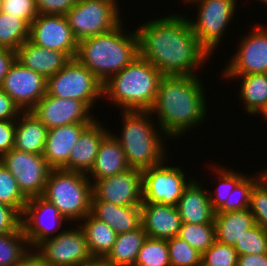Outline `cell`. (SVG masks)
Segmentation results:
<instances>
[{
  "label": "cell",
  "mask_w": 267,
  "mask_h": 266,
  "mask_svg": "<svg viewBox=\"0 0 267 266\" xmlns=\"http://www.w3.org/2000/svg\"><path fill=\"white\" fill-rule=\"evenodd\" d=\"M117 0H78L65 15L73 36L79 42L108 32L121 21Z\"/></svg>",
  "instance_id": "8"
},
{
  "label": "cell",
  "mask_w": 267,
  "mask_h": 266,
  "mask_svg": "<svg viewBox=\"0 0 267 266\" xmlns=\"http://www.w3.org/2000/svg\"><path fill=\"white\" fill-rule=\"evenodd\" d=\"M122 22L114 29L78 42L76 58L103 84L138 55L136 30L127 33Z\"/></svg>",
  "instance_id": "3"
},
{
  "label": "cell",
  "mask_w": 267,
  "mask_h": 266,
  "mask_svg": "<svg viewBox=\"0 0 267 266\" xmlns=\"http://www.w3.org/2000/svg\"><path fill=\"white\" fill-rule=\"evenodd\" d=\"M16 60L48 79L63 68L70 58L63 52L41 47L28 39L16 50Z\"/></svg>",
  "instance_id": "22"
},
{
  "label": "cell",
  "mask_w": 267,
  "mask_h": 266,
  "mask_svg": "<svg viewBox=\"0 0 267 266\" xmlns=\"http://www.w3.org/2000/svg\"><path fill=\"white\" fill-rule=\"evenodd\" d=\"M259 113L262 114L261 116H264V118L267 119V104L261 109Z\"/></svg>",
  "instance_id": "51"
},
{
  "label": "cell",
  "mask_w": 267,
  "mask_h": 266,
  "mask_svg": "<svg viewBox=\"0 0 267 266\" xmlns=\"http://www.w3.org/2000/svg\"><path fill=\"white\" fill-rule=\"evenodd\" d=\"M81 266H117L111 261L107 260L105 257H92Z\"/></svg>",
  "instance_id": "50"
},
{
  "label": "cell",
  "mask_w": 267,
  "mask_h": 266,
  "mask_svg": "<svg viewBox=\"0 0 267 266\" xmlns=\"http://www.w3.org/2000/svg\"><path fill=\"white\" fill-rule=\"evenodd\" d=\"M22 228L11 234L0 235V266H14L30 251Z\"/></svg>",
  "instance_id": "32"
},
{
  "label": "cell",
  "mask_w": 267,
  "mask_h": 266,
  "mask_svg": "<svg viewBox=\"0 0 267 266\" xmlns=\"http://www.w3.org/2000/svg\"><path fill=\"white\" fill-rule=\"evenodd\" d=\"M1 12L25 20L29 25L39 15L35 0H2Z\"/></svg>",
  "instance_id": "42"
},
{
  "label": "cell",
  "mask_w": 267,
  "mask_h": 266,
  "mask_svg": "<svg viewBox=\"0 0 267 266\" xmlns=\"http://www.w3.org/2000/svg\"><path fill=\"white\" fill-rule=\"evenodd\" d=\"M136 32L139 56L164 76H196L195 71L211 57L197 40L187 16L168 14L144 22Z\"/></svg>",
  "instance_id": "1"
},
{
  "label": "cell",
  "mask_w": 267,
  "mask_h": 266,
  "mask_svg": "<svg viewBox=\"0 0 267 266\" xmlns=\"http://www.w3.org/2000/svg\"><path fill=\"white\" fill-rule=\"evenodd\" d=\"M213 172H216L218 175V184L215 188V194H211L212 191H209V199L212 205V208L216 212L225 202L227 197H229L231 191L235 186L246 176L244 173H239L233 171L231 168L226 169L227 167H221L216 164L213 165ZM213 196V197H212Z\"/></svg>",
  "instance_id": "35"
},
{
  "label": "cell",
  "mask_w": 267,
  "mask_h": 266,
  "mask_svg": "<svg viewBox=\"0 0 267 266\" xmlns=\"http://www.w3.org/2000/svg\"><path fill=\"white\" fill-rule=\"evenodd\" d=\"M249 210L255 224L267 232V182L261 178L252 188Z\"/></svg>",
  "instance_id": "41"
},
{
  "label": "cell",
  "mask_w": 267,
  "mask_h": 266,
  "mask_svg": "<svg viewBox=\"0 0 267 266\" xmlns=\"http://www.w3.org/2000/svg\"><path fill=\"white\" fill-rule=\"evenodd\" d=\"M237 266H267V253L238 255Z\"/></svg>",
  "instance_id": "48"
},
{
  "label": "cell",
  "mask_w": 267,
  "mask_h": 266,
  "mask_svg": "<svg viewBox=\"0 0 267 266\" xmlns=\"http://www.w3.org/2000/svg\"><path fill=\"white\" fill-rule=\"evenodd\" d=\"M34 250L53 266H81L92 258L80 226L60 231L57 236L42 241Z\"/></svg>",
  "instance_id": "12"
},
{
  "label": "cell",
  "mask_w": 267,
  "mask_h": 266,
  "mask_svg": "<svg viewBox=\"0 0 267 266\" xmlns=\"http://www.w3.org/2000/svg\"><path fill=\"white\" fill-rule=\"evenodd\" d=\"M186 179L180 167H168L165 162L143 170V202L177 206L184 189L193 180Z\"/></svg>",
  "instance_id": "11"
},
{
  "label": "cell",
  "mask_w": 267,
  "mask_h": 266,
  "mask_svg": "<svg viewBox=\"0 0 267 266\" xmlns=\"http://www.w3.org/2000/svg\"><path fill=\"white\" fill-rule=\"evenodd\" d=\"M14 266H53L44 260L34 249H31L26 256Z\"/></svg>",
  "instance_id": "49"
},
{
  "label": "cell",
  "mask_w": 267,
  "mask_h": 266,
  "mask_svg": "<svg viewBox=\"0 0 267 266\" xmlns=\"http://www.w3.org/2000/svg\"><path fill=\"white\" fill-rule=\"evenodd\" d=\"M78 0H35L38 14L66 15Z\"/></svg>",
  "instance_id": "44"
},
{
  "label": "cell",
  "mask_w": 267,
  "mask_h": 266,
  "mask_svg": "<svg viewBox=\"0 0 267 266\" xmlns=\"http://www.w3.org/2000/svg\"><path fill=\"white\" fill-rule=\"evenodd\" d=\"M224 78L242 80L239 98L245 104V110L248 114H253V116L254 114H259L261 109L267 104V73L224 76Z\"/></svg>",
  "instance_id": "29"
},
{
  "label": "cell",
  "mask_w": 267,
  "mask_h": 266,
  "mask_svg": "<svg viewBox=\"0 0 267 266\" xmlns=\"http://www.w3.org/2000/svg\"><path fill=\"white\" fill-rule=\"evenodd\" d=\"M90 213L110 226L117 235L139 228L141 206H119L109 201H92Z\"/></svg>",
  "instance_id": "25"
},
{
  "label": "cell",
  "mask_w": 267,
  "mask_h": 266,
  "mask_svg": "<svg viewBox=\"0 0 267 266\" xmlns=\"http://www.w3.org/2000/svg\"><path fill=\"white\" fill-rule=\"evenodd\" d=\"M178 236L203 254L216 241L215 224L182 223Z\"/></svg>",
  "instance_id": "34"
},
{
  "label": "cell",
  "mask_w": 267,
  "mask_h": 266,
  "mask_svg": "<svg viewBox=\"0 0 267 266\" xmlns=\"http://www.w3.org/2000/svg\"><path fill=\"white\" fill-rule=\"evenodd\" d=\"M216 241L234 247L244 231L255 225V219L249 208L239 211L215 213Z\"/></svg>",
  "instance_id": "27"
},
{
  "label": "cell",
  "mask_w": 267,
  "mask_h": 266,
  "mask_svg": "<svg viewBox=\"0 0 267 266\" xmlns=\"http://www.w3.org/2000/svg\"><path fill=\"white\" fill-rule=\"evenodd\" d=\"M29 31L25 20L0 11V47L16 51L29 39Z\"/></svg>",
  "instance_id": "31"
},
{
  "label": "cell",
  "mask_w": 267,
  "mask_h": 266,
  "mask_svg": "<svg viewBox=\"0 0 267 266\" xmlns=\"http://www.w3.org/2000/svg\"><path fill=\"white\" fill-rule=\"evenodd\" d=\"M108 132L96 118L80 134L73 146L69 155L68 170L87 174L94 164L100 143Z\"/></svg>",
  "instance_id": "23"
},
{
  "label": "cell",
  "mask_w": 267,
  "mask_h": 266,
  "mask_svg": "<svg viewBox=\"0 0 267 266\" xmlns=\"http://www.w3.org/2000/svg\"><path fill=\"white\" fill-rule=\"evenodd\" d=\"M16 120H0V159L14 147Z\"/></svg>",
  "instance_id": "45"
},
{
  "label": "cell",
  "mask_w": 267,
  "mask_h": 266,
  "mask_svg": "<svg viewBox=\"0 0 267 266\" xmlns=\"http://www.w3.org/2000/svg\"><path fill=\"white\" fill-rule=\"evenodd\" d=\"M29 40L41 47L76 58L78 41L64 15L39 14L30 25Z\"/></svg>",
  "instance_id": "15"
},
{
  "label": "cell",
  "mask_w": 267,
  "mask_h": 266,
  "mask_svg": "<svg viewBox=\"0 0 267 266\" xmlns=\"http://www.w3.org/2000/svg\"><path fill=\"white\" fill-rule=\"evenodd\" d=\"M245 176L231 191L224 204L215 213L245 210L250 205V195L254 185L262 178V175ZM235 196V197H234Z\"/></svg>",
  "instance_id": "36"
},
{
  "label": "cell",
  "mask_w": 267,
  "mask_h": 266,
  "mask_svg": "<svg viewBox=\"0 0 267 266\" xmlns=\"http://www.w3.org/2000/svg\"><path fill=\"white\" fill-rule=\"evenodd\" d=\"M63 221L68 220L46 198H29L21 214V228L30 248L34 249L42 241L57 236Z\"/></svg>",
  "instance_id": "13"
},
{
  "label": "cell",
  "mask_w": 267,
  "mask_h": 266,
  "mask_svg": "<svg viewBox=\"0 0 267 266\" xmlns=\"http://www.w3.org/2000/svg\"><path fill=\"white\" fill-rule=\"evenodd\" d=\"M171 266H201L202 254L179 236L167 239Z\"/></svg>",
  "instance_id": "38"
},
{
  "label": "cell",
  "mask_w": 267,
  "mask_h": 266,
  "mask_svg": "<svg viewBox=\"0 0 267 266\" xmlns=\"http://www.w3.org/2000/svg\"><path fill=\"white\" fill-rule=\"evenodd\" d=\"M121 115L122 133L119 137L112 134L120 143L129 167L143 171L166 162V135L156 128L152 114L149 111H123Z\"/></svg>",
  "instance_id": "5"
},
{
  "label": "cell",
  "mask_w": 267,
  "mask_h": 266,
  "mask_svg": "<svg viewBox=\"0 0 267 266\" xmlns=\"http://www.w3.org/2000/svg\"><path fill=\"white\" fill-rule=\"evenodd\" d=\"M251 29L241 38L237 52L221 72L223 76L267 73V28L255 24Z\"/></svg>",
  "instance_id": "14"
},
{
  "label": "cell",
  "mask_w": 267,
  "mask_h": 266,
  "mask_svg": "<svg viewBox=\"0 0 267 266\" xmlns=\"http://www.w3.org/2000/svg\"><path fill=\"white\" fill-rule=\"evenodd\" d=\"M42 196L69 222L77 221L78 224L91 211L92 182L85 173L52 169Z\"/></svg>",
  "instance_id": "6"
},
{
  "label": "cell",
  "mask_w": 267,
  "mask_h": 266,
  "mask_svg": "<svg viewBox=\"0 0 267 266\" xmlns=\"http://www.w3.org/2000/svg\"><path fill=\"white\" fill-rule=\"evenodd\" d=\"M82 220L78 225L85 235L90 254L92 257H105L116 241V232L91 213Z\"/></svg>",
  "instance_id": "28"
},
{
  "label": "cell",
  "mask_w": 267,
  "mask_h": 266,
  "mask_svg": "<svg viewBox=\"0 0 267 266\" xmlns=\"http://www.w3.org/2000/svg\"><path fill=\"white\" fill-rule=\"evenodd\" d=\"M16 60V51L6 47H0V88L10 66Z\"/></svg>",
  "instance_id": "47"
},
{
  "label": "cell",
  "mask_w": 267,
  "mask_h": 266,
  "mask_svg": "<svg viewBox=\"0 0 267 266\" xmlns=\"http://www.w3.org/2000/svg\"><path fill=\"white\" fill-rule=\"evenodd\" d=\"M90 111L82 101L54 97L47 93L31 110L48 130L74 123H92L95 119Z\"/></svg>",
  "instance_id": "18"
},
{
  "label": "cell",
  "mask_w": 267,
  "mask_h": 266,
  "mask_svg": "<svg viewBox=\"0 0 267 266\" xmlns=\"http://www.w3.org/2000/svg\"><path fill=\"white\" fill-rule=\"evenodd\" d=\"M47 131V127L34 113L31 111H23L16 119L13 148L33 154H43Z\"/></svg>",
  "instance_id": "26"
},
{
  "label": "cell",
  "mask_w": 267,
  "mask_h": 266,
  "mask_svg": "<svg viewBox=\"0 0 267 266\" xmlns=\"http://www.w3.org/2000/svg\"><path fill=\"white\" fill-rule=\"evenodd\" d=\"M238 254L234 247L215 241L201 257V266H237Z\"/></svg>",
  "instance_id": "40"
},
{
  "label": "cell",
  "mask_w": 267,
  "mask_h": 266,
  "mask_svg": "<svg viewBox=\"0 0 267 266\" xmlns=\"http://www.w3.org/2000/svg\"><path fill=\"white\" fill-rule=\"evenodd\" d=\"M91 123H74L51 128L47 131L43 157L52 169L68 170V160L80 134Z\"/></svg>",
  "instance_id": "19"
},
{
  "label": "cell",
  "mask_w": 267,
  "mask_h": 266,
  "mask_svg": "<svg viewBox=\"0 0 267 266\" xmlns=\"http://www.w3.org/2000/svg\"><path fill=\"white\" fill-rule=\"evenodd\" d=\"M260 1V0H259ZM262 2V4L264 3L266 6H267V0H261Z\"/></svg>",
  "instance_id": "53"
},
{
  "label": "cell",
  "mask_w": 267,
  "mask_h": 266,
  "mask_svg": "<svg viewBox=\"0 0 267 266\" xmlns=\"http://www.w3.org/2000/svg\"><path fill=\"white\" fill-rule=\"evenodd\" d=\"M177 209L182 223H214L215 211L209 199V191L204 190L195 179L184 189Z\"/></svg>",
  "instance_id": "21"
},
{
  "label": "cell",
  "mask_w": 267,
  "mask_h": 266,
  "mask_svg": "<svg viewBox=\"0 0 267 266\" xmlns=\"http://www.w3.org/2000/svg\"><path fill=\"white\" fill-rule=\"evenodd\" d=\"M46 93L59 98L82 101L89 109L103 98V83L77 58L47 79Z\"/></svg>",
  "instance_id": "7"
},
{
  "label": "cell",
  "mask_w": 267,
  "mask_h": 266,
  "mask_svg": "<svg viewBox=\"0 0 267 266\" xmlns=\"http://www.w3.org/2000/svg\"><path fill=\"white\" fill-rule=\"evenodd\" d=\"M141 223L146 235L170 239L178 236L182 220L177 206L142 202Z\"/></svg>",
  "instance_id": "20"
},
{
  "label": "cell",
  "mask_w": 267,
  "mask_h": 266,
  "mask_svg": "<svg viewBox=\"0 0 267 266\" xmlns=\"http://www.w3.org/2000/svg\"><path fill=\"white\" fill-rule=\"evenodd\" d=\"M92 201H109L119 206H141L142 171L130 168L92 183Z\"/></svg>",
  "instance_id": "16"
},
{
  "label": "cell",
  "mask_w": 267,
  "mask_h": 266,
  "mask_svg": "<svg viewBox=\"0 0 267 266\" xmlns=\"http://www.w3.org/2000/svg\"><path fill=\"white\" fill-rule=\"evenodd\" d=\"M187 3H197L198 17L195 20L188 18L194 34L200 44L213 54L215 48H218L223 33H226V27L232 21L236 0H186Z\"/></svg>",
  "instance_id": "9"
},
{
  "label": "cell",
  "mask_w": 267,
  "mask_h": 266,
  "mask_svg": "<svg viewBox=\"0 0 267 266\" xmlns=\"http://www.w3.org/2000/svg\"><path fill=\"white\" fill-rule=\"evenodd\" d=\"M260 174L262 175V178L267 182V169L265 171L262 170Z\"/></svg>",
  "instance_id": "52"
},
{
  "label": "cell",
  "mask_w": 267,
  "mask_h": 266,
  "mask_svg": "<svg viewBox=\"0 0 267 266\" xmlns=\"http://www.w3.org/2000/svg\"><path fill=\"white\" fill-rule=\"evenodd\" d=\"M164 75L139 55L103 84V97L122 111H150Z\"/></svg>",
  "instance_id": "4"
},
{
  "label": "cell",
  "mask_w": 267,
  "mask_h": 266,
  "mask_svg": "<svg viewBox=\"0 0 267 266\" xmlns=\"http://www.w3.org/2000/svg\"><path fill=\"white\" fill-rule=\"evenodd\" d=\"M22 112L12 98L0 88V120H16Z\"/></svg>",
  "instance_id": "46"
},
{
  "label": "cell",
  "mask_w": 267,
  "mask_h": 266,
  "mask_svg": "<svg viewBox=\"0 0 267 266\" xmlns=\"http://www.w3.org/2000/svg\"><path fill=\"white\" fill-rule=\"evenodd\" d=\"M234 249L238 255L266 254L267 253V232L255 224L252 228L244 231V234L237 240Z\"/></svg>",
  "instance_id": "39"
},
{
  "label": "cell",
  "mask_w": 267,
  "mask_h": 266,
  "mask_svg": "<svg viewBox=\"0 0 267 266\" xmlns=\"http://www.w3.org/2000/svg\"><path fill=\"white\" fill-rule=\"evenodd\" d=\"M0 161L14 176L20 191L27 199L43 195L52 170L43 154H33L13 148Z\"/></svg>",
  "instance_id": "10"
},
{
  "label": "cell",
  "mask_w": 267,
  "mask_h": 266,
  "mask_svg": "<svg viewBox=\"0 0 267 266\" xmlns=\"http://www.w3.org/2000/svg\"><path fill=\"white\" fill-rule=\"evenodd\" d=\"M204 90L197 75L164 76L149 111L158 115L156 124L159 131L167 138L177 139L187 130L201 125L208 111Z\"/></svg>",
  "instance_id": "2"
},
{
  "label": "cell",
  "mask_w": 267,
  "mask_h": 266,
  "mask_svg": "<svg viewBox=\"0 0 267 266\" xmlns=\"http://www.w3.org/2000/svg\"><path fill=\"white\" fill-rule=\"evenodd\" d=\"M21 228V214L13 207L0 203V235L11 234Z\"/></svg>",
  "instance_id": "43"
},
{
  "label": "cell",
  "mask_w": 267,
  "mask_h": 266,
  "mask_svg": "<svg viewBox=\"0 0 267 266\" xmlns=\"http://www.w3.org/2000/svg\"><path fill=\"white\" fill-rule=\"evenodd\" d=\"M146 237L142 225L133 231L117 235L113 247L105 258L117 266H134Z\"/></svg>",
  "instance_id": "30"
},
{
  "label": "cell",
  "mask_w": 267,
  "mask_h": 266,
  "mask_svg": "<svg viewBox=\"0 0 267 266\" xmlns=\"http://www.w3.org/2000/svg\"><path fill=\"white\" fill-rule=\"evenodd\" d=\"M47 79L15 60L5 75L1 89L22 111H31L46 94Z\"/></svg>",
  "instance_id": "17"
},
{
  "label": "cell",
  "mask_w": 267,
  "mask_h": 266,
  "mask_svg": "<svg viewBox=\"0 0 267 266\" xmlns=\"http://www.w3.org/2000/svg\"><path fill=\"white\" fill-rule=\"evenodd\" d=\"M134 266H171L167 240L147 236Z\"/></svg>",
  "instance_id": "33"
},
{
  "label": "cell",
  "mask_w": 267,
  "mask_h": 266,
  "mask_svg": "<svg viewBox=\"0 0 267 266\" xmlns=\"http://www.w3.org/2000/svg\"><path fill=\"white\" fill-rule=\"evenodd\" d=\"M128 169L130 167L125 153L115 136L109 131L103 137L94 164L86 175L94 183L97 180L122 173Z\"/></svg>",
  "instance_id": "24"
},
{
  "label": "cell",
  "mask_w": 267,
  "mask_h": 266,
  "mask_svg": "<svg viewBox=\"0 0 267 266\" xmlns=\"http://www.w3.org/2000/svg\"><path fill=\"white\" fill-rule=\"evenodd\" d=\"M27 201L14 176L0 161V203L11 206L22 214Z\"/></svg>",
  "instance_id": "37"
}]
</instances>
